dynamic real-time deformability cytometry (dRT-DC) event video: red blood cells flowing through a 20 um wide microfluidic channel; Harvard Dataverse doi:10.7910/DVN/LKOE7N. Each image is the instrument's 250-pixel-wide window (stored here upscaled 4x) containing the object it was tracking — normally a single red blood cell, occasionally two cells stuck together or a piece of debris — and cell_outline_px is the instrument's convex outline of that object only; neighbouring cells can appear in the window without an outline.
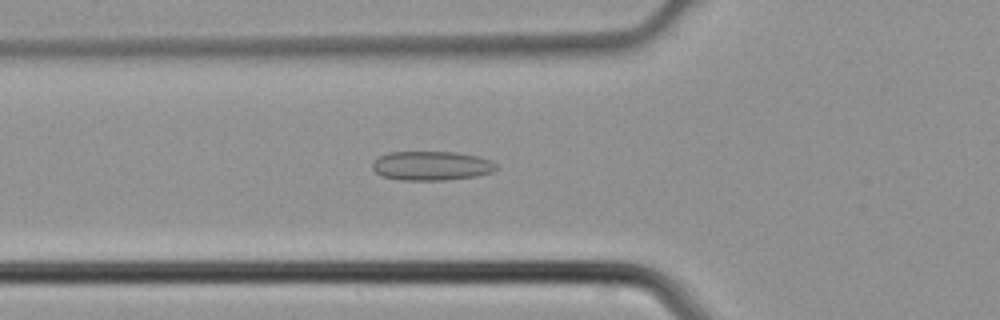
{"species": "common noctule bat (a hibernating species)", "species_latin": "Nyctalus noctula", "temperature_condition": "cold", "stored_images_in_passage": 44, "camera_frame_rate_fps": 3000, "um_per_image_px": 0.085, "animal": {"sex": "male", "body_mass_g": 21.5, "forearm_length_mm": 52.0}, "frame": {"image": 1, "passage_image": 16, "time_ms": 5.0, "image_size_px": [1000, 320], "cell_outline_px": [[496, 168], [492, 172], [476, 176], [444, 180], [400, 180], [384, 176], [376, 172], [372, 168], [372, 164], [380, 156], [388, 152], [456, 152], [476, 156], [492, 160], [496, 164]], "centroid_in_image_um": [36.69, 14.09], "position_along_channel_um": 89.1, "area_um2": 20.92}}
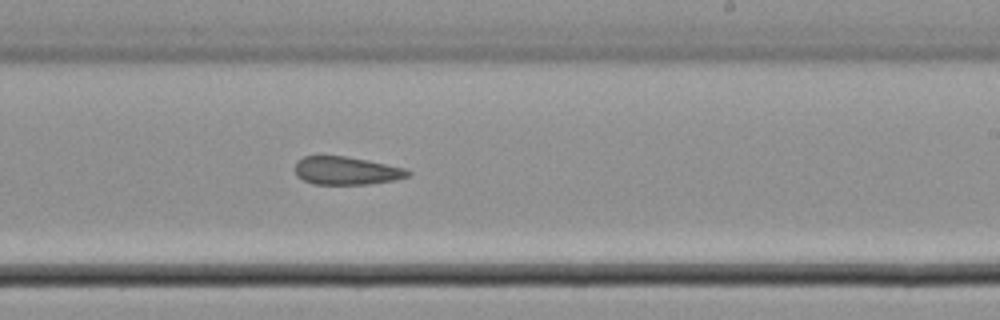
{"frame": {"image": 2, "passage_image": 27, "time_ms": 8.667, "image_size_px": [1000, 320], "cell_outline_px": [[412, 172], [408, 176], [396, 180], [368, 184], [312, 184], [296, 176], [296, 160], [304, 156], [344, 156], [404, 168]], "centroid_in_image_um": [29.41, 14.52], "position_along_channel_um": 259.6, "area_um2": 18.26}}
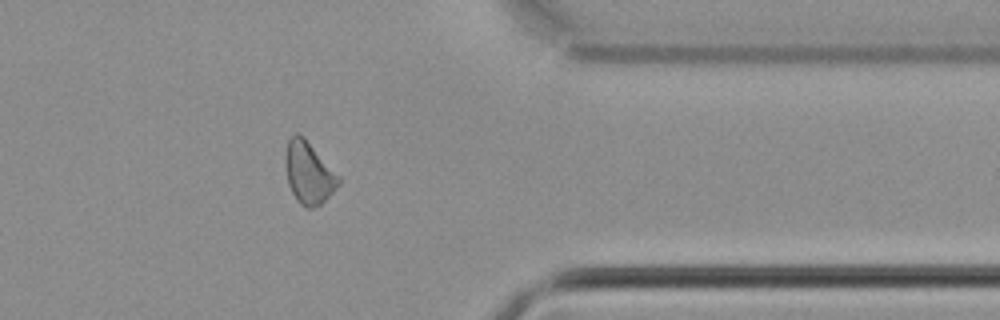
{"frame": {"image": 3, "passage_image": 36, "time_ms": 11.667, "image_size_px": [1000, 320], "cell_outline_px": [[340, 184], [320, 204], [312, 208], [308, 208], [300, 204], [296, 200], [288, 184], [284, 160], [284, 152], [288, 140], [296, 132], [304, 136], [340, 176]], "centroid_in_image_um": [26.22, 14.66], "position_along_channel_um": 385.2, "area_um2": 19.36}}